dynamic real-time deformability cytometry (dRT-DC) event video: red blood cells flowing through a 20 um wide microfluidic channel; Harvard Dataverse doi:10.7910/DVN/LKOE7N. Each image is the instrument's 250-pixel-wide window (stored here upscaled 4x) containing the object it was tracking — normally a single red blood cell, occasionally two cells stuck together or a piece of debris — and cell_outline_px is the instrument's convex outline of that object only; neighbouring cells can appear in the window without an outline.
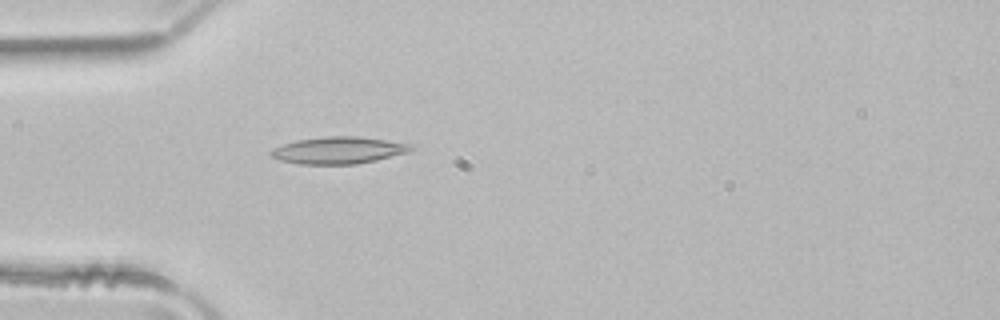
{"species": "common noctule bat (a hibernating species)", "species_latin": "Nyctalus noctula", "temperature_condition": "room temperature", "stored_images_in_passage": 38, "camera_frame_rate_fps": 3000, "um_per_image_px": 0.085, "animal": {"sex": "male", "body_mass_g": 21.5, "forearm_length_mm": 52.0}, "frame": {"image": 1, "passage_image": 3, "time_ms": 0.667, "image_size_px": [1000, 320], "cell_outline_px": [[416, 148], [408, 152], [376, 160], [356, 164], [300, 164], [280, 160], [272, 156], [268, 152], [272, 148], [296, 140], [328, 136], [360, 136], [412, 144]], "centroid_in_image_um": [28.79, 12.77], "position_along_channel_um": 56.2, "area_um2": 22.02}}
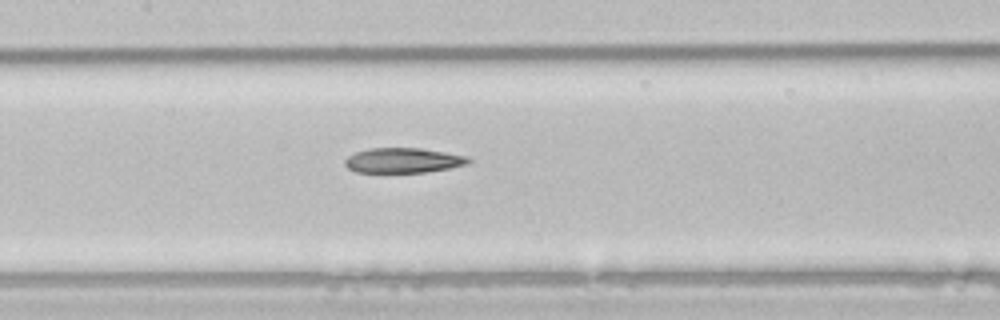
{"frame": {"image": 2, "passage_image": 12, "time_ms": 3.667, "image_size_px": [1000, 320], "cell_outline_px": [[472, 160], [468, 164], [448, 168], [424, 172], [356, 172], [348, 168], [344, 164], [344, 160], [348, 156], [356, 152], [368, 148], [420, 148], [468, 156]], "centroid_in_image_um": [34.26, 13.63], "position_along_channel_um": 173.1, "area_um2": 17.92}}
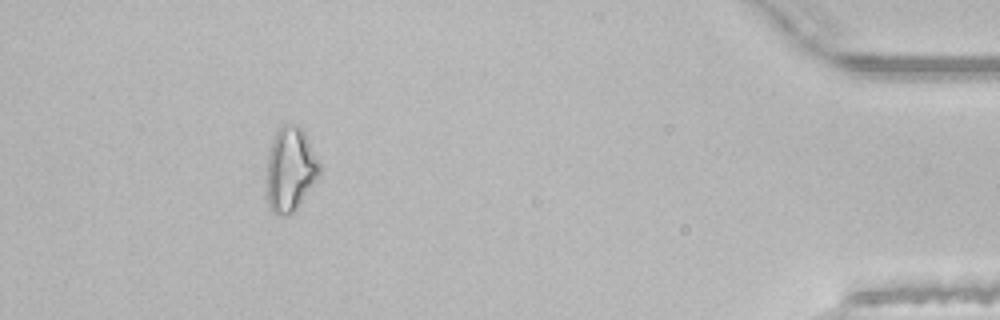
{"frame": {"image": 3, "passage_image": 34, "time_ms": 11.0, "image_size_px": [1000, 320], "cell_outline_px": [[320, 172], [296, 208], [288, 216], [280, 216], [272, 212], [268, 204], [268, 152], [272, 140], [276, 132], [284, 124], [296, 124], [304, 132], [320, 164]], "centroid_in_image_um": [24.66, 14.39], "position_along_channel_um": 410.5, "area_um2": 25.26}, "authors_computed_cell_mechanics": {"area_um2": 19.5942, "velocity_mm_per_s": 4.0583, "shape_relaxation_time_tau1_ms": 8.1091, "shape_relaxation_time_tau2_ms": 8.7229, "deformation_change_tau1": 0.1813, "deformation_change_tau2": 0.2224}}